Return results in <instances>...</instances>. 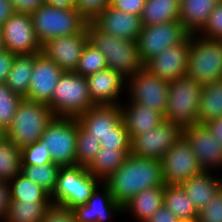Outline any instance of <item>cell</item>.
I'll return each instance as SVG.
<instances>
[{"label":"cell","mask_w":222,"mask_h":222,"mask_svg":"<svg viewBox=\"0 0 222 222\" xmlns=\"http://www.w3.org/2000/svg\"><path fill=\"white\" fill-rule=\"evenodd\" d=\"M103 183L116 202L122 206L142 190L165 185L159 160L140 158L131 154Z\"/></svg>","instance_id":"6da1fadb"},{"label":"cell","mask_w":222,"mask_h":222,"mask_svg":"<svg viewBox=\"0 0 222 222\" xmlns=\"http://www.w3.org/2000/svg\"><path fill=\"white\" fill-rule=\"evenodd\" d=\"M30 15L41 46L50 39L80 33L88 23L77 8L62 5L43 4Z\"/></svg>","instance_id":"7a4b0ae2"},{"label":"cell","mask_w":222,"mask_h":222,"mask_svg":"<svg viewBox=\"0 0 222 222\" xmlns=\"http://www.w3.org/2000/svg\"><path fill=\"white\" fill-rule=\"evenodd\" d=\"M89 42L105 56L107 67L118 71L126 79L144 67L137 41L109 35L99 30L91 21L87 23Z\"/></svg>","instance_id":"3957f363"},{"label":"cell","mask_w":222,"mask_h":222,"mask_svg":"<svg viewBox=\"0 0 222 222\" xmlns=\"http://www.w3.org/2000/svg\"><path fill=\"white\" fill-rule=\"evenodd\" d=\"M55 117L48 104L23 98L16 110L12 125L4 136L17 148L37 142Z\"/></svg>","instance_id":"277c9868"},{"label":"cell","mask_w":222,"mask_h":222,"mask_svg":"<svg viewBox=\"0 0 222 222\" xmlns=\"http://www.w3.org/2000/svg\"><path fill=\"white\" fill-rule=\"evenodd\" d=\"M202 87V84L186 76L170 81L164 120L182 129L198 124Z\"/></svg>","instance_id":"5b68a950"},{"label":"cell","mask_w":222,"mask_h":222,"mask_svg":"<svg viewBox=\"0 0 222 222\" xmlns=\"http://www.w3.org/2000/svg\"><path fill=\"white\" fill-rule=\"evenodd\" d=\"M186 77L202 85L222 79V40L190 35Z\"/></svg>","instance_id":"8992f818"},{"label":"cell","mask_w":222,"mask_h":222,"mask_svg":"<svg viewBox=\"0 0 222 222\" xmlns=\"http://www.w3.org/2000/svg\"><path fill=\"white\" fill-rule=\"evenodd\" d=\"M48 106L57 117L73 118L95 106L89 95L86 77L76 72H64Z\"/></svg>","instance_id":"52a82bcc"},{"label":"cell","mask_w":222,"mask_h":222,"mask_svg":"<svg viewBox=\"0 0 222 222\" xmlns=\"http://www.w3.org/2000/svg\"><path fill=\"white\" fill-rule=\"evenodd\" d=\"M100 182L87 167L79 165L61 167L56 187L50 195L51 202L70 209L86 204Z\"/></svg>","instance_id":"ba28073f"},{"label":"cell","mask_w":222,"mask_h":222,"mask_svg":"<svg viewBox=\"0 0 222 222\" xmlns=\"http://www.w3.org/2000/svg\"><path fill=\"white\" fill-rule=\"evenodd\" d=\"M78 120L55 116L39 141L50 151L52 162L61 166L76 165Z\"/></svg>","instance_id":"9c48e42d"},{"label":"cell","mask_w":222,"mask_h":222,"mask_svg":"<svg viewBox=\"0 0 222 222\" xmlns=\"http://www.w3.org/2000/svg\"><path fill=\"white\" fill-rule=\"evenodd\" d=\"M190 35L179 20L143 26L137 40L142 63L145 64L165 48L184 42Z\"/></svg>","instance_id":"30bf717a"},{"label":"cell","mask_w":222,"mask_h":222,"mask_svg":"<svg viewBox=\"0 0 222 222\" xmlns=\"http://www.w3.org/2000/svg\"><path fill=\"white\" fill-rule=\"evenodd\" d=\"M160 162L166 185H182L203 171L195 153L183 136L162 156Z\"/></svg>","instance_id":"8fae6325"},{"label":"cell","mask_w":222,"mask_h":222,"mask_svg":"<svg viewBox=\"0 0 222 222\" xmlns=\"http://www.w3.org/2000/svg\"><path fill=\"white\" fill-rule=\"evenodd\" d=\"M183 129L165 120L153 129L131 139V155L161 160L162 156L179 140Z\"/></svg>","instance_id":"7c38bea8"},{"label":"cell","mask_w":222,"mask_h":222,"mask_svg":"<svg viewBox=\"0 0 222 222\" xmlns=\"http://www.w3.org/2000/svg\"><path fill=\"white\" fill-rule=\"evenodd\" d=\"M169 81L151 74L144 67L127 79L128 101L147 105L164 115Z\"/></svg>","instance_id":"4fadbf2b"},{"label":"cell","mask_w":222,"mask_h":222,"mask_svg":"<svg viewBox=\"0 0 222 222\" xmlns=\"http://www.w3.org/2000/svg\"><path fill=\"white\" fill-rule=\"evenodd\" d=\"M5 49L16 55L41 53L31 15L15 12L1 27Z\"/></svg>","instance_id":"5bb4252c"},{"label":"cell","mask_w":222,"mask_h":222,"mask_svg":"<svg viewBox=\"0 0 222 222\" xmlns=\"http://www.w3.org/2000/svg\"><path fill=\"white\" fill-rule=\"evenodd\" d=\"M182 136L189 143L203 171L222 168V143L216 140L205 124L183 128Z\"/></svg>","instance_id":"9a60e30c"},{"label":"cell","mask_w":222,"mask_h":222,"mask_svg":"<svg viewBox=\"0 0 222 222\" xmlns=\"http://www.w3.org/2000/svg\"><path fill=\"white\" fill-rule=\"evenodd\" d=\"M89 41L87 27L80 33L60 36L42 45V53L64 72H74L83 49Z\"/></svg>","instance_id":"2e32d148"},{"label":"cell","mask_w":222,"mask_h":222,"mask_svg":"<svg viewBox=\"0 0 222 222\" xmlns=\"http://www.w3.org/2000/svg\"><path fill=\"white\" fill-rule=\"evenodd\" d=\"M64 71L42 52L34 54L29 90L25 99L49 104Z\"/></svg>","instance_id":"e0dca14e"},{"label":"cell","mask_w":222,"mask_h":222,"mask_svg":"<svg viewBox=\"0 0 222 222\" xmlns=\"http://www.w3.org/2000/svg\"><path fill=\"white\" fill-rule=\"evenodd\" d=\"M190 36L177 45L167 47L144 64V68L159 78L172 81L186 76Z\"/></svg>","instance_id":"ac0fdd59"},{"label":"cell","mask_w":222,"mask_h":222,"mask_svg":"<svg viewBox=\"0 0 222 222\" xmlns=\"http://www.w3.org/2000/svg\"><path fill=\"white\" fill-rule=\"evenodd\" d=\"M103 187L97 186L86 204L74 207L72 210L77 222H110L118 213L124 214L123 206L113 198L108 187L101 182ZM102 188V191L99 189Z\"/></svg>","instance_id":"d6986e66"},{"label":"cell","mask_w":222,"mask_h":222,"mask_svg":"<svg viewBox=\"0 0 222 222\" xmlns=\"http://www.w3.org/2000/svg\"><path fill=\"white\" fill-rule=\"evenodd\" d=\"M99 30L118 38L137 41L142 30L141 16L107 6L91 21Z\"/></svg>","instance_id":"ffe728a7"},{"label":"cell","mask_w":222,"mask_h":222,"mask_svg":"<svg viewBox=\"0 0 222 222\" xmlns=\"http://www.w3.org/2000/svg\"><path fill=\"white\" fill-rule=\"evenodd\" d=\"M90 98L95 105H120V94L127 79L118 71L106 68L86 77ZM124 85V86H123ZM119 98V99H118Z\"/></svg>","instance_id":"44dd1931"},{"label":"cell","mask_w":222,"mask_h":222,"mask_svg":"<svg viewBox=\"0 0 222 222\" xmlns=\"http://www.w3.org/2000/svg\"><path fill=\"white\" fill-rule=\"evenodd\" d=\"M79 125L96 139H104L122 121L120 105H95L76 118Z\"/></svg>","instance_id":"7402d4cb"},{"label":"cell","mask_w":222,"mask_h":222,"mask_svg":"<svg viewBox=\"0 0 222 222\" xmlns=\"http://www.w3.org/2000/svg\"><path fill=\"white\" fill-rule=\"evenodd\" d=\"M122 118L126 125L130 139L158 126L164 120L163 115L147 105L129 102L120 104Z\"/></svg>","instance_id":"603a6c76"},{"label":"cell","mask_w":222,"mask_h":222,"mask_svg":"<svg viewBox=\"0 0 222 222\" xmlns=\"http://www.w3.org/2000/svg\"><path fill=\"white\" fill-rule=\"evenodd\" d=\"M211 172L202 171L182 184L198 212L221 190L222 177L217 178Z\"/></svg>","instance_id":"cb8c5ba5"},{"label":"cell","mask_w":222,"mask_h":222,"mask_svg":"<svg viewBox=\"0 0 222 222\" xmlns=\"http://www.w3.org/2000/svg\"><path fill=\"white\" fill-rule=\"evenodd\" d=\"M220 2L221 0H180L179 21L190 34H199L210 13Z\"/></svg>","instance_id":"d4e9b609"},{"label":"cell","mask_w":222,"mask_h":222,"mask_svg":"<svg viewBox=\"0 0 222 222\" xmlns=\"http://www.w3.org/2000/svg\"><path fill=\"white\" fill-rule=\"evenodd\" d=\"M164 204V186L142 190L123 206V211L131 213L138 222H147Z\"/></svg>","instance_id":"484cf974"},{"label":"cell","mask_w":222,"mask_h":222,"mask_svg":"<svg viewBox=\"0 0 222 222\" xmlns=\"http://www.w3.org/2000/svg\"><path fill=\"white\" fill-rule=\"evenodd\" d=\"M180 0H146L141 14L142 26L178 21Z\"/></svg>","instance_id":"4316f807"},{"label":"cell","mask_w":222,"mask_h":222,"mask_svg":"<svg viewBox=\"0 0 222 222\" xmlns=\"http://www.w3.org/2000/svg\"><path fill=\"white\" fill-rule=\"evenodd\" d=\"M131 149L102 148L87 167L88 171L101 182L113 174L125 161Z\"/></svg>","instance_id":"83f0119b"},{"label":"cell","mask_w":222,"mask_h":222,"mask_svg":"<svg viewBox=\"0 0 222 222\" xmlns=\"http://www.w3.org/2000/svg\"><path fill=\"white\" fill-rule=\"evenodd\" d=\"M163 205L181 221L198 218V211L182 185H164Z\"/></svg>","instance_id":"f1b7e54d"},{"label":"cell","mask_w":222,"mask_h":222,"mask_svg":"<svg viewBox=\"0 0 222 222\" xmlns=\"http://www.w3.org/2000/svg\"><path fill=\"white\" fill-rule=\"evenodd\" d=\"M222 117V79L203 85L198 112V124Z\"/></svg>","instance_id":"f546056e"},{"label":"cell","mask_w":222,"mask_h":222,"mask_svg":"<svg viewBox=\"0 0 222 222\" xmlns=\"http://www.w3.org/2000/svg\"><path fill=\"white\" fill-rule=\"evenodd\" d=\"M34 65V54L16 55L8 74L6 85L22 98L27 96Z\"/></svg>","instance_id":"4dcf8cb0"},{"label":"cell","mask_w":222,"mask_h":222,"mask_svg":"<svg viewBox=\"0 0 222 222\" xmlns=\"http://www.w3.org/2000/svg\"><path fill=\"white\" fill-rule=\"evenodd\" d=\"M51 201H10L4 222H40Z\"/></svg>","instance_id":"1f68e13d"},{"label":"cell","mask_w":222,"mask_h":222,"mask_svg":"<svg viewBox=\"0 0 222 222\" xmlns=\"http://www.w3.org/2000/svg\"><path fill=\"white\" fill-rule=\"evenodd\" d=\"M11 201H51L50 194L23 173L9 181Z\"/></svg>","instance_id":"d6a6232c"},{"label":"cell","mask_w":222,"mask_h":222,"mask_svg":"<svg viewBox=\"0 0 222 222\" xmlns=\"http://www.w3.org/2000/svg\"><path fill=\"white\" fill-rule=\"evenodd\" d=\"M21 168V149L4 136L0 139V180L11 181Z\"/></svg>","instance_id":"836d02e7"},{"label":"cell","mask_w":222,"mask_h":222,"mask_svg":"<svg viewBox=\"0 0 222 222\" xmlns=\"http://www.w3.org/2000/svg\"><path fill=\"white\" fill-rule=\"evenodd\" d=\"M61 166L55 163L45 165H22L21 173L32 180L50 195L56 187V180Z\"/></svg>","instance_id":"e575fe53"},{"label":"cell","mask_w":222,"mask_h":222,"mask_svg":"<svg viewBox=\"0 0 222 222\" xmlns=\"http://www.w3.org/2000/svg\"><path fill=\"white\" fill-rule=\"evenodd\" d=\"M101 149L100 140L87 133L78 123L76 165L88 167Z\"/></svg>","instance_id":"d590c367"},{"label":"cell","mask_w":222,"mask_h":222,"mask_svg":"<svg viewBox=\"0 0 222 222\" xmlns=\"http://www.w3.org/2000/svg\"><path fill=\"white\" fill-rule=\"evenodd\" d=\"M108 68L105 56L89 41L83 49L82 55L78 61L77 68L74 72L87 77L90 74L97 73Z\"/></svg>","instance_id":"8d00e7d4"},{"label":"cell","mask_w":222,"mask_h":222,"mask_svg":"<svg viewBox=\"0 0 222 222\" xmlns=\"http://www.w3.org/2000/svg\"><path fill=\"white\" fill-rule=\"evenodd\" d=\"M22 99L6 83H0V128L4 132L12 125L17 107Z\"/></svg>","instance_id":"74e56055"},{"label":"cell","mask_w":222,"mask_h":222,"mask_svg":"<svg viewBox=\"0 0 222 222\" xmlns=\"http://www.w3.org/2000/svg\"><path fill=\"white\" fill-rule=\"evenodd\" d=\"M22 165H45L53 163L50 151L38 140L21 149Z\"/></svg>","instance_id":"f35d334b"},{"label":"cell","mask_w":222,"mask_h":222,"mask_svg":"<svg viewBox=\"0 0 222 222\" xmlns=\"http://www.w3.org/2000/svg\"><path fill=\"white\" fill-rule=\"evenodd\" d=\"M102 148L110 149H131V139L124 121L116 126L112 133L107 135L104 139H100Z\"/></svg>","instance_id":"ab89813d"},{"label":"cell","mask_w":222,"mask_h":222,"mask_svg":"<svg viewBox=\"0 0 222 222\" xmlns=\"http://www.w3.org/2000/svg\"><path fill=\"white\" fill-rule=\"evenodd\" d=\"M199 35L204 38L222 40V0L210 13L209 19Z\"/></svg>","instance_id":"60d3db41"},{"label":"cell","mask_w":222,"mask_h":222,"mask_svg":"<svg viewBox=\"0 0 222 222\" xmlns=\"http://www.w3.org/2000/svg\"><path fill=\"white\" fill-rule=\"evenodd\" d=\"M199 222H222V189L198 212Z\"/></svg>","instance_id":"b9f144b4"},{"label":"cell","mask_w":222,"mask_h":222,"mask_svg":"<svg viewBox=\"0 0 222 222\" xmlns=\"http://www.w3.org/2000/svg\"><path fill=\"white\" fill-rule=\"evenodd\" d=\"M40 222H77L72 209L51 204Z\"/></svg>","instance_id":"7bdbcfd3"},{"label":"cell","mask_w":222,"mask_h":222,"mask_svg":"<svg viewBox=\"0 0 222 222\" xmlns=\"http://www.w3.org/2000/svg\"><path fill=\"white\" fill-rule=\"evenodd\" d=\"M109 4L110 0H77L76 8L88 21H92Z\"/></svg>","instance_id":"ee69618b"},{"label":"cell","mask_w":222,"mask_h":222,"mask_svg":"<svg viewBox=\"0 0 222 222\" xmlns=\"http://www.w3.org/2000/svg\"><path fill=\"white\" fill-rule=\"evenodd\" d=\"M146 0H110L109 6L126 13L141 16Z\"/></svg>","instance_id":"f6af8a7d"},{"label":"cell","mask_w":222,"mask_h":222,"mask_svg":"<svg viewBox=\"0 0 222 222\" xmlns=\"http://www.w3.org/2000/svg\"><path fill=\"white\" fill-rule=\"evenodd\" d=\"M16 54L7 49L0 51V83H5Z\"/></svg>","instance_id":"bcb514c9"},{"label":"cell","mask_w":222,"mask_h":222,"mask_svg":"<svg viewBox=\"0 0 222 222\" xmlns=\"http://www.w3.org/2000/svg\"><path fill=\"white\" fill-rule=\"evenodd\" d=\"M10 201L9 181L0 180V222L5 220Z\"/></svg>","instance_id":"7dc6e473"},{"label":"cell","mask_w":222,"mask_h":222,"mask_svg":"<svg viewBox=\"0 0 222 222\" xmlns=\"http://www.w3.org/2000/svg\"><path fill=\"white\" fill-rule=\"evenodd\" d=\"M18 13L31 14L38 7L45 4L44 0H10Z\"/></svg>","instance_id":"c3c4849f"},{"label":"cell","mask_w":222,"mask_h":222,"mask_svg":"<svg viewBox=\"0 0 222 222\" xmlns=\"http://www.w3.org/2000/svg\"><path fill=\"white\" fill-rule=\"evenodd\" d=\"M147 222H181V220L163 205Z\"/></svg>","instance_id":"681fc988"},{"label":"cell","mask_w":222,"mask_h":222,"mask_svg":"<svg viewBox=\"0 0 222 222\" xmlns=\"http://www.w3.org/2000/svg\"><path fill=\"white\" fill-rule=\"evenodd\" d=\"M10 0H0V27L15 13Z\"/></svg>","instance_id":"f907efd6"},{"label":"cell","mask_w":222,"mask_h":222,"mask_svg":"<svg viewBox=\"0 0 222 222\" xmlns=\"http://www.w3.org/2000/svg\"><path fill=\"white\" fill-rule=\"evenodd\" d=\"M213 136L222 143V117L210 120L205 123Z\"/></svg>","instance_id":"816d5d0a"},{"label":"cell","mask_w":222,"mask_h":222,"mask_svg":"<svg viewBox=\"0 0 222 222\" xmlns=\"http://www.w3.org/2000/svg\"><path fill=\"white\" fill-rule=\"evenodd\" d=\"M47 5H62L66 7L76 8L77 0H44Z\"/></svg>","instance_id":"f5cc1de1"},{"label":"cell","mask_w":222,"mask_h":222,"mask_svg":"<svg viewBox=\"0 0 222 222\" xmlns=\"http://www.w3.org/2000/svg\"><path fill=\"white\" fill-rule=\"evenodd\" d=\"M5 46H4V36L2 33V29L0 27V51L4 50Z\"/></svg>","instance_id":"db71d44e"},{"label":"cell","mask_w":222,"mask_h":222,"mask_svg":"<svg viewBox=\"0 0 222 222\" xmlns=\"http://www.w3.org/2000/svg\"><path fill=\"white\" fill-rule=\"evenodd\" d=\"M181 222H199L198 218L193 219V220H185V221H181Z\"/></svg>","instance_id":"11a10c76"},{"label":"cell","mask_w":222,"mask_h":222,"mask_svg":"<svg viewBox=\"0 0 222 222\" xmlns=\"http://www.w3.org/2000/svg\"><path fill=\"white\" fill-rule=\"evenodd\" d=\"M4 137V131L0 128V139Z\"/></svg>","instance_id":"9f6ffc18"}]
</instances>
